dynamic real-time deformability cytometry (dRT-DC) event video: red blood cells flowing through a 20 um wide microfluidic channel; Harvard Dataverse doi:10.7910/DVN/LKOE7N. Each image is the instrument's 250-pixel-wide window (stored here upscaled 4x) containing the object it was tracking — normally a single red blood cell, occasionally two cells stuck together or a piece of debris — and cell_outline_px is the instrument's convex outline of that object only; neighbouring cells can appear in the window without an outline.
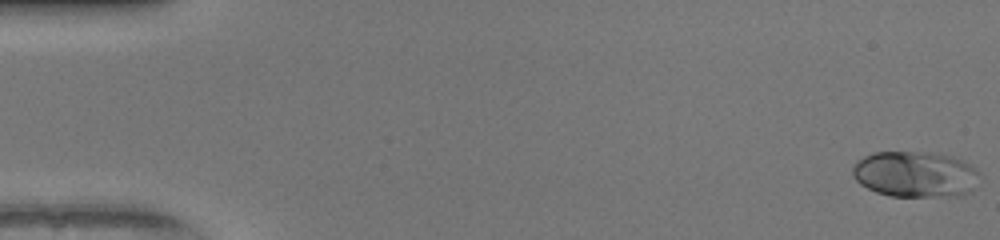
{"species": "human", "species_latin": "Homo sapiens", "temperature_condition": "warm", "stored_images_in_passage": 51, "camera_frame_rate_fps": 3000, "um_per_image_px": 0.085, "donor": {"sex": "female"}, "frame": {"image": 1, "passage_image": 1, "time_ms": 0.0, "image_size_px": [1000, 240], "cell_outline_px": [[980, 172], [972, 188], [968, 192], [960, 196], [892, 196], [876, 192], [860, 184], [852, 176], [852, 168], [856, 160], [872, 152], [928, 152], [952, 156], [964, 160], [972, 164]], "centroid_in_image_um": [77.78, 14.8], "position_along_channel_um": 7.2, "area_um2": 34.22}}
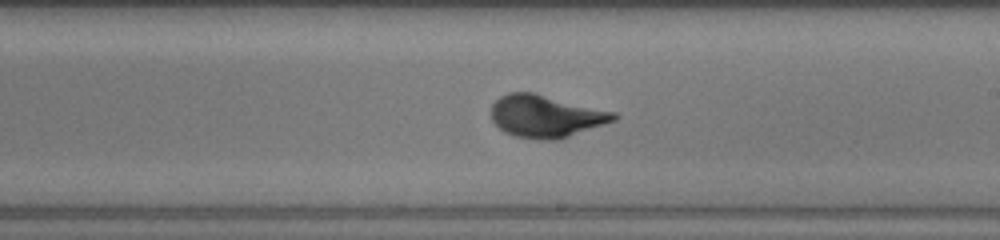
{"frame": {"image": 2, "passage_image": 30, "time_ms": 9.667, "image_size_px": [1000, 240], "cell_outline_px": [[620, 116], [616, 120], [560, 140], [540, 140], [516, 136], [504, 132], [492, 120], [492, 104], [500, 96], [508, 92], [532, 92], [616, 112]], "centroid_in_image_um": [46.42, 9.88], "position_along_channel_um": 242.6, "area_um2": 30.35}}
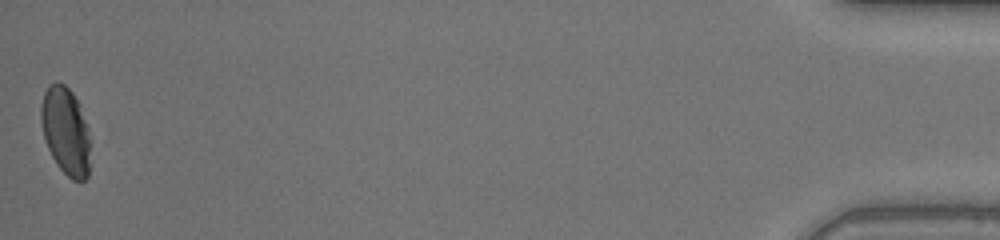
{"frame": {"image": 3, "passage_image": 51, "time_ms": 16.667, "image_size_px": [1000, 240], "cell_outline_px": [[88, 176], [84, 180], [72, 180], [56, 164], [48, 148], [44, 136], [40, 120], [40, 108], [44, 92], [48, 84], [56, 80], [64, 84], [72, 92], [88, 124]], "centroid_in_image_um": [5.55, 11.09], "position_along_channel_um": 429.7, "area_um2": 24.97}, "authors_computed_cell_mechanics": {"area_um2": 29.5936, "velocity_mm_per_s": 4.0819, "shape_relaxation_time_tau1_ms": 2.9973, "shape_relaxation_time_tau2_ms": null, "deformation_change_tau1": 0.1552, "deformation_change_tau2": null}}